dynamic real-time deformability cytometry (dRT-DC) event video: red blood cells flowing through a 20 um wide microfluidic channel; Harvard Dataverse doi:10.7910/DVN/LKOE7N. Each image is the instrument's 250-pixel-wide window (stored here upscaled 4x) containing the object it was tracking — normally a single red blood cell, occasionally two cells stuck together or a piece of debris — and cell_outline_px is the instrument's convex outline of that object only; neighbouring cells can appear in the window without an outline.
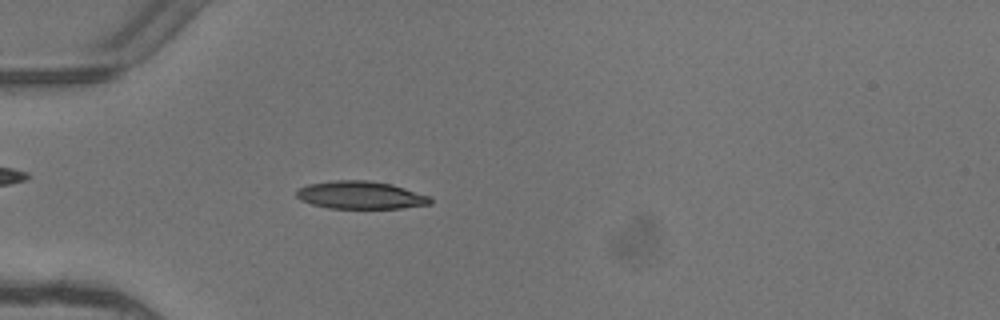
{"species": "common noctule bat (a hibernating species)", "species_latin": "Nyctalus noctula", "temperature_condition": "warm", "stored_images_in_passage": 6, "camera_frame_rate_fps": 3000, "um_per_image_px": 0.085, "animal": {"sex": "female"}, "frame": {"image": 1, "passage_image": 6, "time_ms": 1.667, "image_size_px": [1000, 320], "cell_outline_px": [[432, 204], [400, 208], [328, 208], [312, 204], [300, 200], [296, 196], [296, 192], [300, 188], [308, 184], [336, 180], [368, 180], [392, 184], [432, 196]], "centroid_in_image_um": [30.69, 16.58], "position_along_channel_um": 54.3, "area_um2": 21.73}}